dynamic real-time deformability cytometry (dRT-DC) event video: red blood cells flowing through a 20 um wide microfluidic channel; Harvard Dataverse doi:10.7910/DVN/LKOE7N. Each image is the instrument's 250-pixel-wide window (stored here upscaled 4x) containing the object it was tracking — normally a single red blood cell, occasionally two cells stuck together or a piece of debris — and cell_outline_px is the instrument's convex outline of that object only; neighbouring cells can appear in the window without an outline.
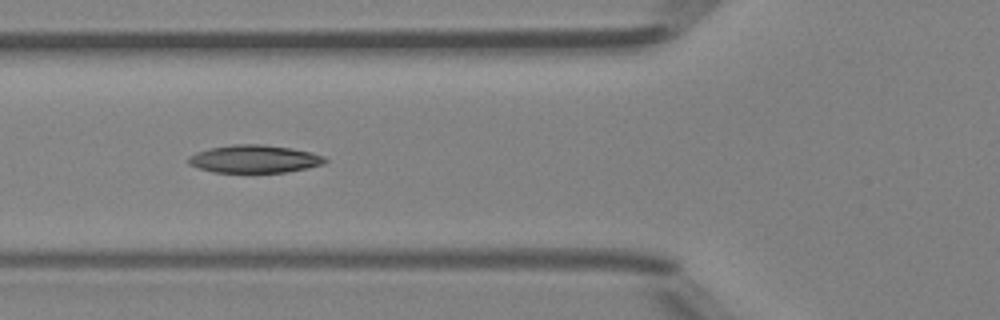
{"species": "Egyptian fruit bat (a non-hibernating species)", "species_latin": "Rousettus aegyptiacus", "temperature_condition": "room temperature", "stored_images_in_passage": 31, "camera_frame_rate_fps": 3000, "um_per_image_px": 0.085, "animal": {"sex": "female"}, "frame": {"image": 1, "passage_image": 5, "time_ms": 1.333, "image_size_px": [1000, 320], "cell_outline_px": [[328, 160], [324, 164], [308, 168], [284, 172], [212, 172], [188, 164], [188, 156], [196, 152], [208, 148], [232, 144], [260, 144], [292, 148], [312, 152], [324, 156]], "centroid_in_image_um": [21.63, 13.5], "position_along_channel_um": 104.2, "area_um2": 22.25}}
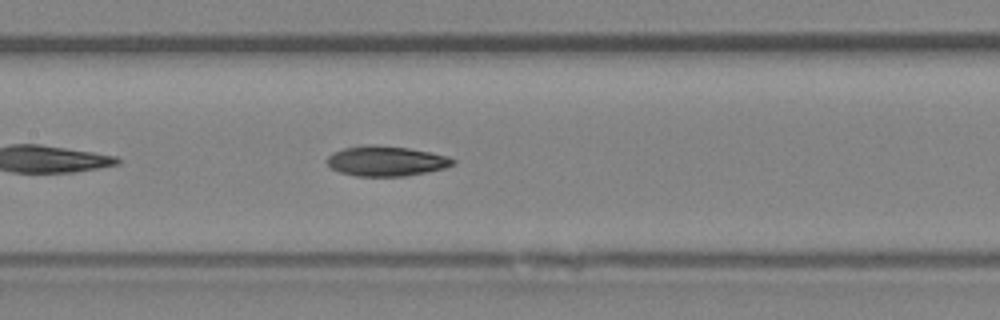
{"frame": {"image": 2, "passage_image": 10, "time_ms": 3.0, "image_size_px": [1000, 320], "cell_outline_px": [[456, 164], [444, 168], [404, 176], [356, 176], [340, 172], [332, 168], [328, 164], [328, 156], [332, 152], [344, 148], [368, 144], [376, 144], [408, 148], [432, 152], [448, 156], [456, 160]], "centroid_in_image_um": [32.84, 13.67], "position_along_channel_um": 174.6, "area_um2": 22.08}, "authors_computed_cell_mechanics": {"area_um2": 21.8484, "velocity_mm_per_s": 4.2412, "shape_relaxation_time_tau1_ms": 4.0691, "shape_relaxation_time_tau2_ms": 5.0036, "deformation_change_tau1": 0.132, "deformation_change_tau2": 0.1231}}